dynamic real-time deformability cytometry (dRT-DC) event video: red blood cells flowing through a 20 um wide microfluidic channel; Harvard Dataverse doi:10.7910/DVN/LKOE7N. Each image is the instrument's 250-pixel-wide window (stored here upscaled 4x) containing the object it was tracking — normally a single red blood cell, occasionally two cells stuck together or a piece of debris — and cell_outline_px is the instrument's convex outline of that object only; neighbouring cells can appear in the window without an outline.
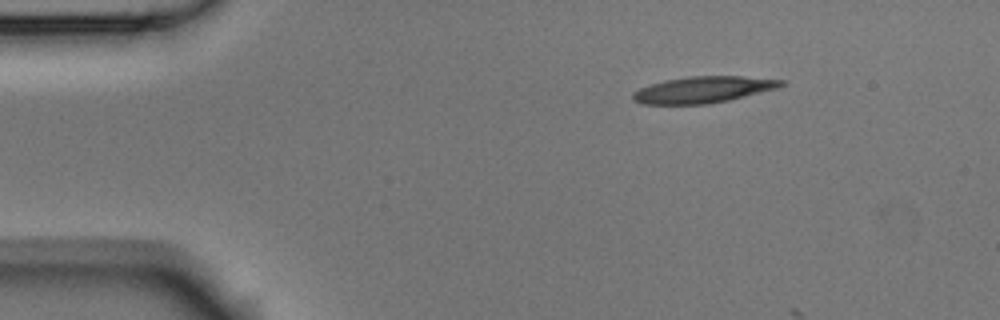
{"species": "Egyptian fruit bat (a non-hibernating species)", "species_latin": "Rousettus aegyptiacus", "temperature_condition": "room temperature", "stored_images_in_passage": 2, "camera_frame_rate_fps": 3000, "um_per_image_px": 0.085, "animal": {"sex": "male"}, "frame": {"image": 1, "passage_image": 1, "time_ms": 0.0, "image_size_px": [1000, 320], "cell_outline_px": [[788, 80], [784, 84], [776, 88], [728, 100], [704, 104], [644, 104], [632, 100], [632, 92], [640, 88], [664, 80], [688, 76], [740, 76]], "centroid_in_image_um": [59.75, 7.61], "position_along_channel_um": 25.3, "area_um2": 22.66}}